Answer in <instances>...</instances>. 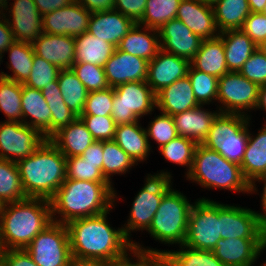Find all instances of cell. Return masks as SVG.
Segmentation results:
<instances>
[{"mask_svg": "<svg viewBox=\"0 0 266 266\" xmlns=\"http://www.w3.org/2000/svg\"><path fill=\"white\" fill-rule=\"evenodd\" d=\"M176 19L182 21L202 40L219 36V33H216L213 6L203 4L198 0H181Z\"/></svg>", "mask_w": 266, "mask_h": 266, "instance_id": "cell-21", "label": "cell"}, {"mask_svg": "<svg viewBox=\"0 0 266 266\" xmlns=\"http://www.w3.org/2000/svg\"><path fill=\"white\" fill-rule=\"evenodd\" d=\"M256 108H261L266 110V84L263 86H260L259 88V99H258V105Z\"/></svg>", "mask_w": 266, "mask_h": 266, "instance_id": "cell-64", "label": "cell"}, {"mask_svg": "<svg viewBox=\"0 0 266 266\" xmlns=\"http://www.w3.org/2000/svg\"><path fill=\"white\" fill-rule=\"evenodd\" d=\"M181 0H147L139 25L158 30L166 22L176 19Z\"/></svg>", "mask_w": 266, "mask_h": 266, "instance_id": "cell-39", "label": "cell"}, {"mask_svg": "<svg viewBox=\"0 0 266 266\" xmlns=\"http://www.w3.org/2000/svg\"><path fill=\"white\" fill-rule=\"evenodd\" d=\"M140 246L135 242L131 249V253H134L133 255L138 259L136 263L131 262L126 253L117 260L108 263V266H167L163 251L153 250V248L145 249Z\"/></svg>", "mask_w": 266, "mask_h": 266, "instance_id": "cell-46", "label": "cell"}, {"mask_svg": "<svg viewBox=\"0 0 266 266\" xmlns=\"http://www.w3.org/2000/svg\"><path fill=\"white\" fill-rule=\"evenodd\" d=\"M26 198L16 162L0 158V206Z\"/></svg>", "mask_w": 266, "mask_h": 266, "instance_id": "cell-37", "label": "cell"}, {"mask_svg": "<svg viewBox=\"0 0 266 266\" xmlns=\"http://www.w3.org/2000/svg\"><path fill=\"white\" fill-rule=\"evenodd\" d=\"M240 167L245 179L250 184L266 173V125L255 138L249 133Z\"/></svg>", "mask_w": 266, "mask_h": 266, "instance_id": "cell-32", "label": "cell"}, {"mask_svg": "<svg viewBox=\"0 0 266 266\" xmlns=\"http://www.w3.org/2000/svg\"><path fill=\"white\" fill-rule=\"evenodd\" d=\"M190 61L162 49L148 63L147 84L157 94L178 79L187 76Z\"/></svg>", "mask_w": 266, "mask_h": 266, "instance_id": "cell-16", "label": "cell"}, {"mask_svg": "<svg viewBox=\"0 0 266 266\" xmlns=\"http://www.w3.org/2000/svg\"><path fill=\"white\" fill-rule=\"evenodd\" d=\"M203 4L214 6L219 0H198Z\"/></svg>", "mask_w": 266, "mask_h": 266, "instance_id": "cell-66", "label": "cell"}, {"mask_svg": "<svg viewBox=\"0 0 266 266\" xmlns=\"http://www.w3.org/2000/svg\"><path fill=\"white\" fill-rule=\"evenodd\" d=\"M221 238H266V221L251 209L220 204Z\"/></svg>", "mask_w": 266, "mask_h": 266, "instance_id": "cell-13", "label": "cell"}, {"mask_svg": "<svg viewBox=\"0 0 266 266\" xmlns=\"http://www.w3.org/2000/svg\"><path fill=\"white\" fill-rule=\"evenodd\" d=\"M260 182L263 181L264 182V189H263V195H262V206H263V209L262 211H265L264 213L261 214V216L265 219L266 221V173L261 175L260 177L256 178L251 184H250V192H254L256 191V187H255V181H258Z\"/></svg>", "mask_w": 266, "mask_h": 266, "instance_id": "cell-62", "label": "cell"}, {"mask_svg": "<svg viewBox=\"0 0 266 266\" xmlns=\"http://www.w3.org/2000/svg\"><path fill=\"white\" fill-rule=\"evenodd\" d=\"M7 51H9L10 58L8 67L12 70L13 75L1 72L0 77L24 84L29 78L33 66L35 53L32 43L15 41Z\"/></svg>", "mask_w": 266, "mask_h": 266, "instance_id": "cell-34", "label": "cell"}, {"mask_svg": "<svg viewBox=\"0 0 266 266\" xmlns=\"http://www.w3.org/2000/svg\"><path fill=\"white\" fill-rule=\"evenodd\" d=\"M48 107L51 110V136L78 117L65 103L48 104Z\"/></svg>", "mask_w": 266, "mask_h": 266, "instance_id": "cell-54", "label": "cell"}, {"mask_svg": "<svg viewBox=\"0 0 266 266\" xmlns=\"http://www.w3.org/2000/svg\"><path fill=\"white\" fill-rule=\"evenodd\" d=\"M4 17V20H0V55L9 48V46L15 42L13 32L11 31L7 19L5 18V14L1 13Z\"/></svg>", "mask_w": 266, "mask_h": 266, "instance_id": "cell-60", "label": "cell"}, {"mask_svg": "<svg viewBox=\"0 0 266 266\" xmlns=\"http://www.w3.org/2000/svg\"><path fill=\"white\" fill-rule=\"evenodd\" d=\"M59 71L57 66L34 54L32 70L24 85L42 90L57 80Z\"/></svg>", "mask_w": 266, "mask_h": 266, "instance_id": "cell-45", "label": "cell"}, {"mask_svg": "<svg viewBox=\"0 0 266 266\" xmlns=\"http://www.w3.org/2000/svg\"><path fill=\"white\" fill-rule=\"evenodd\" d=\"M196 146L197 143L195 141L183 136H177L175 139L159 148V151L168 161L189 167L187 171L188 175L192 168Z\"/></svg>", "mask_w": 266, "mask_h": 266, "instance_id": "cell-42", "label": "cell"}, {"mask_svg": "<svg viewBox=\"0 0 266 266\" xmlns=\"http://www.w3.org/2000/svg\"><path fill=\"white\" fill-rule=\"evenodd\" d=\"M187 178L206 188L218 187L245 193L250 191V183L245 179L240 165L203 144L196 146L192 168Z\"/></svg>", "mask_w": 266, "mask_h": 266, "instance_id": "cell-5", "label": "cell"}, {"mask_svg": "<svg viewBox=\"0 0 266 266\" xmlns=\"http://www.w3.org/2000/svg\"><path fill=\"white\" fill-rule=\"evenodd\" d=\"M238 72L259 87L266 84V53L258 48Z\"/></svg>", "mask_w": 266, "mask_h": 266, "instance_id": "cell-52", "label": "cell"}, {"mask_svg": "<svg viewBox=\"0 0 266 266\" xmlns=\"http://www.w3.org/2000/svg\"><path fill=\"white\" fill-rule=\"evenodd\" d=\"M57 81L65 104L79 117L87 100L86 87L77 78L72 68L60 70Z\"/></svg>", "mask_w": 266, "mask_h": 266, "instance_id": "cell-36", "label": "cell"}, {"mask_svg": "<svg viewBox=\"0 0 266 266\" xmlns=\"http://www.w3.org/2000/svg\"><path fill=\"white\" fill-rule=\"evenodd\" d=\"M103 214L74 219L66 224L70 250L74 261L110 263L131 251L133 244L125 237L122 228L108 225Z\"/></svg>", "mask_w": 266, "mask_h": 266, "instance_id": "cell-1", "label": "cell"}, {"mask_svg": "<svg viewBox=\"0 0 266 266\" xmlns=\"http://www.w3.org/2000/svg\"><path fill=\"white\" fill-rule=\"evenodd\" d=\"M180 246L182 250L179 251H163L167 266H225L213 251L194 249L184 244Z\"/></svg>", "mask_w": 266, "mask_h": 266, "instance_id": "cell-38", "label": "cell"}, {"mask_svg": "<svg viewBox=\"0 0 266 266\" xmlns=\"http://www.w3.org/2000/svg\"><path fill=\"white\" fill-rule=\"evenodd\" d=\"M190 64L195 69L217 78L229 72L226 64L223 40L219 36L217 38L203 40L199 51L190 61Z\"/></svg>", "mask_w": 266, "mask_h": 266, "instance_id": "cell-28", "label": "cell"}, {"mask_svg": "<svg viewBox=\"0 0 266 266\" xmlns=\"http://www.w3.org/2000/svg\"><path fill=\"white\" fill-rule=\"evenodd\" d=\"M21 96V83L0 77V111L8 121L23 122Z\"/></svg>", "mask_w": 266, "mask_h": 266, "instance_id": "cell-40", "label": "cell"}, {"mask_svg": "<svg viewBox=\"0 0 266 266\" xmlns=\"http://www.w3.org/2000/svg\"><path fill=\"white\" fill-rule=\"evenodd\" d=\"M16 164L27 197L50 200L66 180V157L49 139Z\"/></svg>", "mask_w": 266, "mask_h": 266, "instance_id": "cell-4", "label": "cell"}, {"mask_svg": "<svg viewBox=\"0 0 266 266\" xmlns=\"http://www.w3.org/2000/svg\"><path fill=\"white\" fill-rule=\"evenodd\" d=\"M249 120L237 131V137H228L216 149L227 160L241 164L247 145Z\"/></svg>", "mask_w": 266, "mask_h": 266, "instance_id": "cell-48", "label": "cell"}, {"mask_svg": "<svg viewBox=\"0 0 266 266\" xmlns=\"http://www.w3.org/2000/svg\"><path fill=\"white\" fill-rule=\"evenodd\" d=\"M139 121L130 124L116 125L113 140L127 153L132 160L143 161L150 152V144L146 129L139 126Z\"/></svg>", "mask_w": 266, "mask_h": 266, "instance_id": "cell-30", "label": "cell"}, {"mask_svg": "<svg viewBox=\"0 0 266 266\" xmlns=\"http://www.w3.org/2000/svg\"><path fill=\"white\" fill-rule=\"evenodd\" d=\"M192 205L181 192L170 188L164 194L147 231L155 240L165 244L183 245Z\"/></svg>", "mask_w": 266, "mask_h": 266, "instance_id": "cell-6", "label": "cell"}, {"mask_svg": "<svg viewBox=\"0 0 266 266\" xmlns=\"http://www.w3.org/2000/svg\"><path fill=\"white\" fill-rule=\"evenodd\" d=\"M149 61L119 50L117 47L104 65L106 80L109 87L132 81H146Z\"/></svg>", "mask_w": 266, "mask_h": 266, "instance_id": "cell-17", "label": "cell"}, {"mask_svg": "<svg viewBox=\"0 0 266 266\" xmlns=\"http://www.w3.org/2000/svg\"><path fill=\"white\" fill-rule=\"evenodd\" d=\"M263 13L266 14V4H265V6H264Z\"/></svg>", "mask_w": 266, "mask_h": 266, "instance_id": "cell-69", "label": "cell"}, {"mask_svg": "<svg viewBox=\"0 0 266 266\" xmlns=\"http://www.w3.org/2000/svg\"><path fill=\"white\" fill-rule=\"evenodd\" d=\"M141 27L142 25L136 23L122 38L117 48L131 55L151 61L161 49L159 34H157L159 32L148 27L144 28L146 31L144 32L139 30ZM150 32H153V34H150Z\"/></svg>", "mask_w": 266, "mask_h": 266, "instance_id": "cell-27", "label": "cell"}, {"mask_svg": "<svg viewBox=\"0 0 266 266\" xmlns=\"http://www.w3.org/2000/svg\"><path fill=\"white\" fill-rule=\"evenodd\" d=\"M171 177L170 173L163 171L155 175L148 174L144 187L134 199L127 225L122 227L125 237L132 244L130 231L149 229L164 194L172 188Z\"/></svg>", "mask_w": 266, "mask_h": 266, "instance_id": "cell-8", "label": "cell"}, {"mask_svg": "<svg viewBox=\"0 0 266 266\" xmlns=\"http://www.w3.org/2000/svg\"><path fill=\"white\" fill-rule=\"evenodd\" d=\"M49 140L66 158L81 156L96 141L80 117L60 128Z\"/></svg>", "mask_w": 266, "mask_h": 266, "instance_id": "cell-24", "label": "cell"}, {"mask_svg": "<svg viewBox=\"0 0 266 266\" xmlns=\"http://www.w3.org/2000/svg\"><path fill=\"white\" fill-rule=\"evenodd\" d=\"M146 130L147 137H151L158 142L159 148L175 139L178 134L173 116L162 113L155 117Z\"/></svg>", "mask_w": 266, "mask_h": 266, "instance_id": "cell-50", "label": "cell"}, {"mask_svg": "<svg viewBox=\"0 0 266 266\" xmlns=\"http://www.w3.org/2000/svg\"><path fill=\"white\" fill-rule=\"evenodd\" d=\"M25 250L38 266H71L73 261L67 226L54 221Z\"/></svg>", "mask_w": 266, "mask_h": 266, "instance_id": "cell-10", "label": "cell"}, {"mask_svg": "<svg viewBox=\"0 0 266 266\" xmlns=\"http://www.w3.org/2000/svg\"><path fill=\"white\" fill-rule=\"evenodd\" d=\"M251 12L263 13L266 0H248Z\"/></svg>", "mask_w": 266, "mask_h": 266, "instance_id": "cell-63", "label": "cell"}, {"mask_svg": "<svg viewBox=\"0 0 266 266\" xmlns=\"http://www.w3.org/2000/svg\"><path fill=\"white\" fill-rule=\"evenodd\" d=\"M71 266H108V263L103 262H82V261H72Z\"/></svg>", "mask_w": 266, "mask_h": 266, "instance_id": "cell-65", "label": "cell"}, {"mask_svg": "<svg viewBox=\"0 0 266 266\" xmlns=\"http://www.w3.org/2000/svg\"><path fill=\"white\" fill-rule=\"evenodd\" d=\"M135 24L119 11L109 10L92 13L87 32L117 47Z\"/></svg>", "mask_w": 266, "mask_h": 266, "instance_id": "cell-22", "label": "cell"}, {"mask_svg": "<svg viewBox=\"0 0 266 266\" xmlns=\"http://www.w3.org/2000/svg\"><path fill=\"white\" fill-rule=\"evenodd\" d=\"M0 266H5L1 259H0Z\"/></svg>", "mask_w": 266, "mask_h": 266, "instance_id": "cell-70", "label": "cell"}, {"mask_svg": "<svg viewBox=\"0 0 266 266\" xmlns=\"http://www.w3.org/2000/svg\"><path fill=\"white\" fill-rule=\"evenodd\" d=\"M220 203L200 199L192 205L184 245L200 250L213 251L221 239Z\"/></svg>", "mask_w": 266, "mask_h": 266, "instance_id": "cell-7", "label": "cell"}, {"mask_svg": "<svg viewBox=\"0 0 266 266\" xmlns=\"http://www.w3.org/2000/svg\"><path fill=\"white\" fill-rule=\"evenodd\" d=\"M213 10L218 33L241 29L251 13L248 0H219Z\"/></svg>", "mask_w": 266, "mask_h": 266, "instance_id": "cell-33", "label": "cell"}, {"mask_svg": "<svg viewBox=\"0 0 266 266\" xmlns=\"http://www.w3.org/2000/svg\"><path fill=\"white\" fill-rule=\"evenodd\" d=\"M46 139L37 129L23 122L5 120L0 124V158L13 162L27 158Z\"/></svg>", "mask_w": 266, "mask_h": 266, "instance_id": "cell-12", "label": "cell"}, {"mask_svg": "<svg viewBox=\"0 0 266 266\" xmlns=\"http://www.w3.org/2000/svg\"><path fill=\"white\" fill-rule=\"evenodd\" d=\"M187 76L191 81L195 98L200 105L217 100L219 78L197 70L191 64Z\"/></svg>", "mask_w": 266, "mask_h": 266, "instance_id": "cell-43", "label": "cell"}, {"mask_svg": "<svg viewBox=\"0 0 266 266\" xmlns=\"http://www.w3.org/2000/svg\"><path fill=\"white\" fill-rule=\"evenodd\" d=\"M102 174L110 181L112 174H122L136 164L114 140L103 141Z\"/></svg>", "mask_w": 266, "mask_h": 266, "instance_id": "cell-41", "label": "cell"}, {"mask_svg": "<svg viewBox=\"0 0 266 266\" xmlns=\"http://www.w3.org/2000/svg\"><path fill=\"white\" fill-rule=\"evenodd\" d=\"M41 92L48 104L65 103L57 80L52 82V85L46 86Z\"/></svg>", "mask_w": 266, "mask_h": 266, "instance_id": "cell-61", "label": "cell"}, {"mask_svg": "<svg viewBox=\"0 0 266 266\" xmlns=\"http://www.w3.org/2000/svg\"><path fill=\"white\" fill-rule=\"evenodd\" d=\"M74 1L75 0H34L35 5L42 16L46 13L63 8Z\"/></svg>", "mask_w": 266, "mask_h": 266, "instance_id": "cell-59", "label": "cell"}, {"mask_svg": "<svg viewBox=\"0 0 266 266\" xmlns=\"http://www.w3.org/2000/svg\"><path fill=\"white\" fill-rule=\"evenodd\" d=\"M91 12L76 1L43 15V33L76 37L88 31Z\"/></svg>", "mask_w": 266, "mask_h": 266, "instance_id": "cell-14", "label": "cell"}, {"mask_svg": "<svg viewBox=\"0 0 266 266\" xmlns=\"http://www.w3.org/2000/svg\"><path fill=\"white\" fill-rule=\"evenodd\" d=\"M219 37L223 40L228 71L238 72L258 49L241 29L224 31Z\"/></svg>", "mask_w": 266, "mask_h": 266, "instance_id": "cell-29", "label": "cell"}, {"mask_svg": "<svg viewBox=\"0 0 266 266\" xmlns=\"http://www.w3.org/2000/svg\"><path fill=\"white\" fill-rule=\"evenodd\" d=\"M75 63H89L104 67L114 53L116 46L85 32L74 37Z\"/></svg>", "mask_w": 266, "mask_h": 266, "instance_id": "cell-31", "label": "cell"}, {"mask_svg": "<svg viewBox=\"0 0 266 266\" xmlns=\"http://www.w3.org/2000/svg\"><path fill=\"white\" fill-rule=\"evenodd\" d=\"M7 19L15 41L33 43L42 33L43 16L39 13L34 0H14Z\"/></svg>", "mask_w": 266, "mask_h": 266, "instance_id": "cell-19", "label": "cell"}, {"mask_svg": "<svg viewBox=\"0 0 266 266\" xmlns=\"http://www.w3.org/2000/svg\"><path fill=\"white\" fill-rule=\"evenodd\" d=\"M66 167V179L109 182L102 174V170L97 168V164L87 162L82 156L66 158Z\"/></svg>", "mask_w": 266, "mask_h": 266, "instance_id": "cell-44", "label": "cell"}, {"mask_svg": "<svg viewBox=\"0 0 266 266\" xmlns=\"http://www.w3.org/2000/svg\"><path fill=\"white\" fill-rule=\"evenodd\" d=\"M147 0H114V10L139 23L144 15Z\"/></svg>", "mask_w": 266, "mask_h": 266, "instance_id": "cell-55", "label": "cell"}, {"mask_svg": "<svg viewBox=\"0 0 266 266\" xmlns=\"http://www.w3.org/2000/svg\"><path fill=\"white\" fill-rule=\"evenodd\" d=\"M158 32L162 50L189 61L197 54L203 41L178 19L169 20Z\"/></svg>", "mask_w": 266, "mask_h": 266, "instance_id": "cell-18", "label": "cell"}, {"mask_svg": "<svg viewBox=\"0 0 266 266\" xmlns=\"http://www.w3.org/2000/svg\"><path fill=\"white\" fill-rule=\"evenodd\" d=\"M53 222L50 200L28 197L0 208L2 250L25 249L34 237Z\"/></svg>", "mask_w": 266, "mask_h": 266, "instance_id": "cell-3", "label": "cell"}, {"mask_svg": "<svg viewBox=\"0 0 266 266\" xmlns=\"http://www.w3.org/2000/svg\"><path fill=\"white\" fill-rule=\"evenodd\" d=\"M219 113L220 111L215 113L205 111L202 105H199L196 108L173 115L178 136H183L195 141L197 144H202Z\"/></svg>", "mask_w": 266, "mask_h": 266, "instance_id": "cell-26", "label": "cell"}, {"mask_svg": "<svg viewBox=\"0 0 266 266\" xmlns=\"http://www.w3.org/2000/svg\"><path fill=\"white\" fill-rule=\"evenodd\" d=\"M1 252H2V248H1V245H0V259H1Z\"/></svg>", "mask_w": 266, "mask_h": 266, "instance_id": "cell-71", "label": "cell"}, {"mask_svg": "<svg viewBox=\"0 0 266 266\" xmlns=\"http://www.w3.org/2000/svg\"><path fill=\"white\" fill-rule=\"evenodd\" d=\"M79 117L96 141L113 140L116 124L111 116L80 115Z\"/></svg>", "mask_w": 266, "mask_h": 266, "instance_id": "cell-51", "label": "cell"}, {"mask_svg": "<svg viewBox=\"0 0 266 266\" xmlns=\"http://www.w3.org/2000/svg\"><path fill=\"white\" fill-rule=\"evenodd\" d=\"M265 248L266 238H221L213 252L225 266H253Z\"/></svg>", "mask_w": 266, "mask_h": 266, "instance_id": "cell-15", "label": "cell"}, {"mask_svg": "<svg viewBox=\"0 0 266 266\" xmlns=\"http://www.w3.org/2000/svg\"><path fill=\"white\" fill-rule=\"evenodd\" d=\"M199 105L188 76L176 80L156 94V107L167 115L173 116Z\"/></svg>", "mask_w": 266, "mask_h": 266, "instance_id": "cell-23", "label": "cell"}, {"mask_svg": "<svg viewBox=\"0 0 266 266\" xmlns=\"http://www.w3.org/2000/svg\"><path fill=\"white\" fill-rule=\"evenodd\" d=\"M32 46L35 55L60 70L70 69L75 63V39L72 36L42 33Z\"/></svg>", "mask_w": 266, "mask_h": 266, "instance_id": "cell-20", "label": "cell"}, {"mask_svg": "<svg viewBox=\"0 0 266 266\" xmlns=\"http://www.w3.org/2000/svg\"><path fill=\"white\" fill-rule=\"evenodd\" d=\"M7 3H8L7 0H0V9H1L0 13L3 12L2 11L3 9L6 10V8L8 7Z\"/></svg>", "mask_w": 266, "mask_h": 266, "instance_id": "cell-67", "label": "cell"}, {"mask_svg": "<svg viewBox=\"0 0 266 266\" xmlns=\"http://www.w3.org/2000/svg\"><path fill=\"white\" fill-rule=\"evenodd\" d=\"M259 86L239 72L229 71L218 79L217 100L222 107L220 113L245 115V109H256L259 99ZM226 108V109H225Z\"/></svg>", "mask_w": 266, "mask_h": 266, "instance_id": "cell-11", "label": "cell"}, {"mask_svg": "<svg viewBox=\"0 0 266 266\" xmlns=\"http://www.w3.org/2000/svg\"><path fill=\"white\" fill-rule=\"evenodd\" d=\"M111 183L66 179L50 199L52 220L67 224L74 219L110 211L116 198ZM55 213L63 218H53Z\"/></svg>", "mask_w": 266, "mask_h": 266, "instance_id": "cell-2", "label": "cell"}, {"mask_svg": "<svg viewBox=\"0 0 266 266\" xmlns=\"http://www.w3.org/2000/svg\"><path fill=\"white\" fill-rule=\"evenodd\" d=\"M22 118H29L31 122L25 119L23 123L37 129L47 139L51 137V110L45 101L41 90L31 88L22 84Z\"/></svg>", "mask_w": 266, "mask_h": 266, "instance_id": "cell-25", "label": "cell"}, {"mask_svg": "<svg viewBox=\"0 0 266 266\" xmlns=\"http://www.w3.org/2000/svg\"><path fill=\"white\" fill-rule=\"evenodd\" d=\"M258 48L266 53V38L263 40V42L258 46Z\"/></svg>", "mask_w": 266, "mask_h": 266, "instance_id": "cell-68", "label": "cell"}, {"mask_svg": "<svg viewBox=\"0 0 266 266\" xmlns=\"http://www.w3.org/2000/svg\"><path fill=\"white\" fill-rule=\"evenodd\" d=\"M250 119L241 114L219 113L205 140L202 142L209 149H217L228 137H237V131Z\"/></svg>", "mask_w": 266, "mask_h": 266, "instance_id": "cell-35", "label": "cell"}, {"mask_svg": "<svg viewBox=\"0 0 266 266\" xmlns=\"http://www.w3.org/2000/svg\"><path fill=\"white\" fill-rule=\"evenodd\" d=\"M72 70L88 92L109 88L104 67L89 63H74Z\"/></svg>", "mask_w": 266, "mask_h": 266, "instance_id": "cell-47", "label": "cell"}, {"mask_svg": "<svg viewBox=\"0 0 266 266\" xmlns=\"http://www.w3.org/2000/svg\"><path fill=\"white\" fill-rule=\"evenodd\" d=\"M114 88L88 92L81 115L111 116Z\"/></svg>", "mask_w": 266, "mask_h": 266, "instance_id": "cell-49", "label": "cell"}, {"mask_svg": "<svg viewBox=\"0 0 266 266\" xmlns=\"http://www.w3.org/2000/svg\"><path fill=\"white\" fill-rule=\"evenodd\" d=\"M103 154V141H95L83 152L81 156L87 162L97 164V168L102 170Z\"/></svg>", "mask_w": 266, "mask_h": 266, "instance_id": "cell-57", "label": "cell"}, {"mask_svg": "<svg viewBox=\"0 0 266 266\" xmlns=\"http://www.w3.org/2000/svg\"><path fill=\"white\" fill-rule=\"evenodd\" d=\"M241 30L259 46L266 38V14L251 12Z\"/></svg>", "mask_w": 266, "mask_h": 266, "instance_id": "cell-53", "label": "cell"}, {"mask_svg": "<svg viewBox=\"0 0 266 266\" xmlns=\"http://www.w3.org/2000/svg\"><path fill=\"white\" fill-rule=\"evenodd\" d=\"M1 260L5 266H38L25 249L2 250Z\"/></svg>", "mask_w": 266, "mask_h": 266, "instance_id": "cell-56", "label": "cell"}, {"mask_svg": "<svg viewBox=\"0 0 266 266\" xmlns=\"http://www.w3.org/2000/svg\"><path fill=\"white\" fill-rule=\"evenodd\" d=\"M91 13L114 10V0H75Z\"/></svg>", "mask_w": 266, "mask_h": 266, "instance_id": "cell-58", "label": "cell"}, {"mask_svg": "<svg viewBox=\"0 0 266 266\" xmlns=\"http://www.w3.org/2000/svg\"><path fill=\"white\" fill-rule=\"evenodd\" d=\"M156 107V94L146 81H132L114 87L111 117L116 125L138 121Z\"/></svg>", "mask_w": 266, "mask_h": 266, "instance_id": "cell-9", "label": "cell"}]
</instances>
